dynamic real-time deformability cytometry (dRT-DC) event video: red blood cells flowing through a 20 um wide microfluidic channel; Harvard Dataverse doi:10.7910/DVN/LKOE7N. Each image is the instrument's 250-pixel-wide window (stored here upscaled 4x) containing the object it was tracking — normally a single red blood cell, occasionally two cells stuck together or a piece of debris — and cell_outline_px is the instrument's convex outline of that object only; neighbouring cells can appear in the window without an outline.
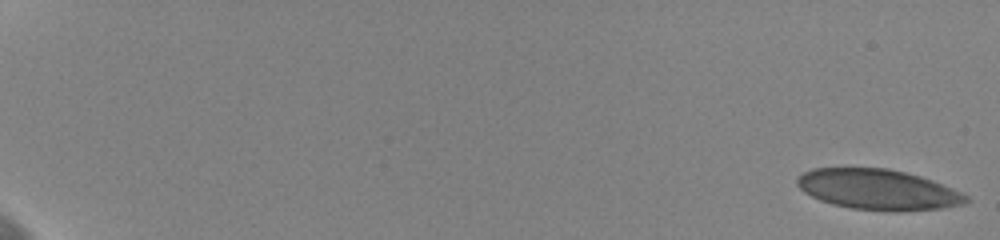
{"species": "human", "species_latin": "Homo sapiens", "temperature_condition": "cold", "stored_images_in_passage": 58, "camera_frame_rate_fps": 3000, "um_per_image_px": 0.085, "donor": {"sex": "female"}, "frame": {"image": 1, "passage_image": 1, "time_ms": 0.0, "image_size_px": [1000, 240], "cell_outline_px": [[968, 200], [964, 204], [940, 208], [892, 212], [852, 208], [832, 204], [820, 200], [804, 192], [796, 184], [796, 180], [804, 172], [812, 168], [888, 168], [920, 176], [932, 180], [952, 188], [968, 196]], "centroid_in_image_um": [74.62, 16.11], "position_along_channel_um": 10.4, "area_um2": 39.65}}
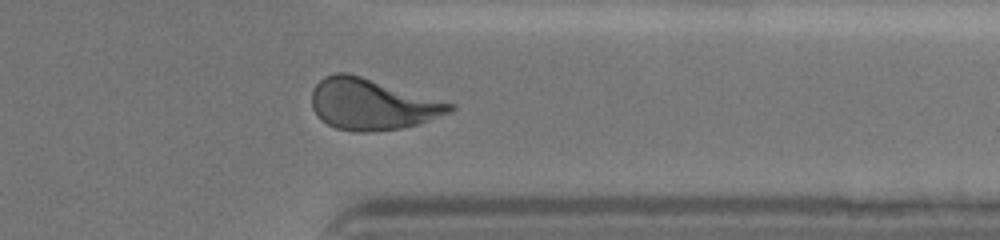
{"frame": {"image": 2, "passage_image": 49, "time_ms": 16.0, "image_size_px": [1000, 240], "cell_outline_px": [[456, 108], [452, 112], [420, 124], [400, 128], [372, 132], [352, 132], [336, 128], [320, 120], [312, 108], [312, 92], [316, 84], [324, 76], [336, 72], [348, 72], [456, 104]], "centroid_in_image_um": [31.64, 8.87], "position_along_channel_um": 379.8, "area_um2": 41.5}}
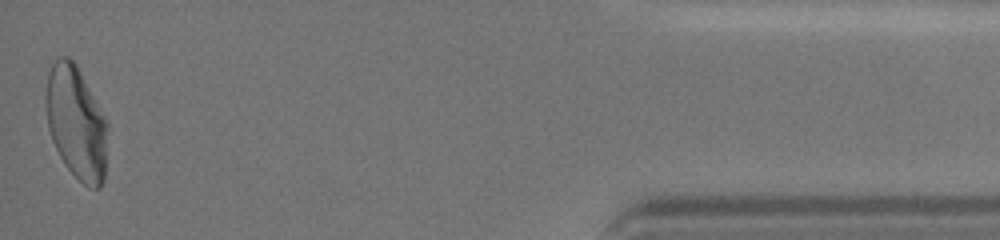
{"frame": {"image": 3, "passage_image": 58, "time_ms": 19.0, "image_size_px": [1000, 240], "cell_outline_px": [[108, 124], [104, 180], [100, 188], [88, 188], [64, 164], [52, 140], [48, 128], [44, 96], [48, 72], [52, 64], [60, 56], [68, 56], [76, 64], [104, 116]], "centroid_in_image_um": [6.46, 10.42], "position_along_channel_um": 428.7, "area_um2": 40.58}, "authors_computed_cell_mechanics": {"area_um2": 40.4889, "velocity_mm_per_s": 3.6223, "shape_relaxation_time_tau1_ms": 6.3101, "shape_relaxation_time_tau2_ms": 1.0713, "deformation_change_tau1": 0.2157, "deformation_change_tau2": 0.0795}}